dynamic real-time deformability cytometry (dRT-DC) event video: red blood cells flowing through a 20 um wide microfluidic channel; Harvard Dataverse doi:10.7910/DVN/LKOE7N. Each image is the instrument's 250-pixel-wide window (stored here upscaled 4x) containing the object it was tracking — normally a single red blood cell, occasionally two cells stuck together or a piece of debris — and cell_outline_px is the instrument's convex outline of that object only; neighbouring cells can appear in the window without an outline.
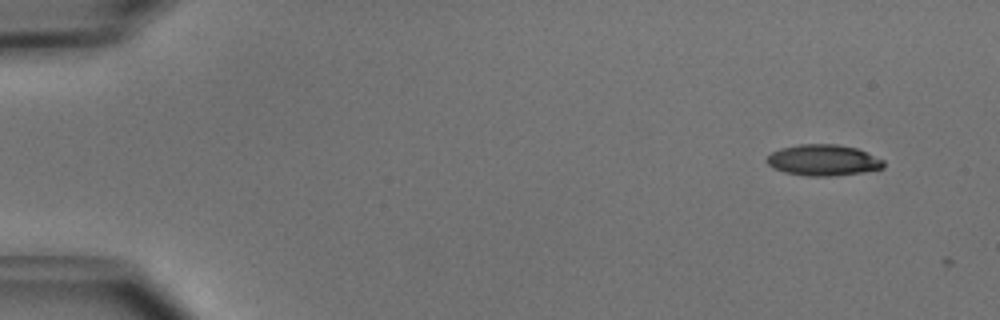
{"species": "common noctule bat (a hibernating species)", "species_latin": "Nyctalus noctula", "temperature_condition": "cold", "stored_images_in_passage": 4, "camera_frame_rate_fps": 3000, "um_per_image_px": 0.085, "animal": {"sex": "male", "body_mass_g": 15.6}, "frame": {"image": 1, "passage_image": 1, "time_ms": 0.0, "image_size_px": [1000, 320], "cell_outline_px": [[884, 168], [864, 172], [832, 176], [808, 176], [784, 172], [772, 168], [764, 160], [772, 152], [780, 148], [800, 144], [836, 144], [856, 148], [884, 160]], "centroid_in_image_um": [69.95, 13.62], "position_along_channel_um": 15.1, "area_um2": 21.21}}